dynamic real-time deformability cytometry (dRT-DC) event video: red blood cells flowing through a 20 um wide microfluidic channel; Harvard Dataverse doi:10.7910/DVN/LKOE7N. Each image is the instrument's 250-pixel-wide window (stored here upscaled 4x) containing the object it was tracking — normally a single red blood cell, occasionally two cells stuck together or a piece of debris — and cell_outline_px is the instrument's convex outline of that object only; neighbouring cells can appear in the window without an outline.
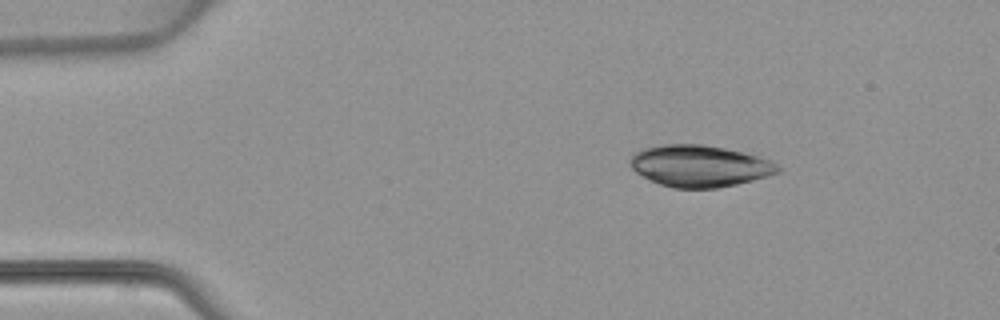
{"species": "common noctule bat (a hibernating species)", "species_latin": "Nyctalus noctula", "temperature_condition": "warm", "stored_images_in_passage": 4, "camera_frame_rate_fps": 3000, "um_per_image_px": 0.085, "animal": {"sex": "female", "body_mass_g": 22.7, "forearm_length_mm": 54.2}, "frame": {"image": 1, "passage_image": 1, "time_ms": 0.0, "image_size_px": [1000, 320], "cell_outline_px": [[784, 168], [780, 172], [768, 176], [736, 184], [716, 188], [672, 188], [660, 184], [636, 172], [628, 164], [628, 160], [636, 152], [644, 148], [664, 144], [704, 144], [744, 152], [772, 160]], "centroid_in_image_um": [59.5, 14.1], "position_along_channel_um": 25.5, "area_um2": 36.01}}